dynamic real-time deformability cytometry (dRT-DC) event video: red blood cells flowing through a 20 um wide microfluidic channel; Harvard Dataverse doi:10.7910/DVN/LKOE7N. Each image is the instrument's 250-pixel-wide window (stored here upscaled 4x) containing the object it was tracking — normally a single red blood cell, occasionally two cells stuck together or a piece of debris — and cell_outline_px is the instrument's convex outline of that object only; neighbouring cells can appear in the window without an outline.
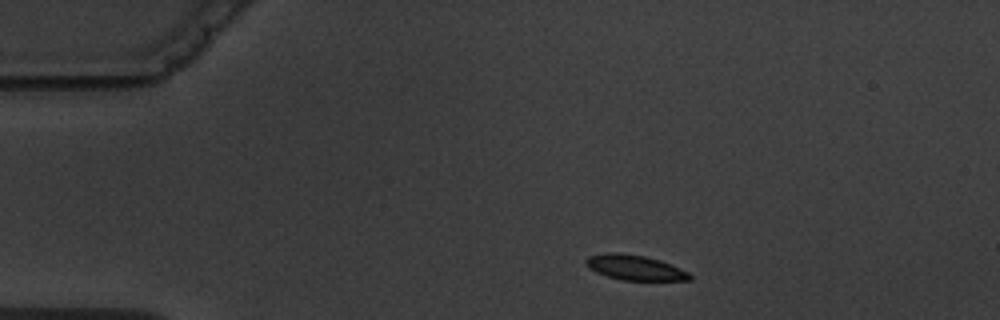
{"species": "common noctule bat (a hibernating species)", "species_latin": "Nyctalus noctula", "temperature_condition": "warm", "stored_images_in_passage": 2, "camera_frame_rate_fps": 3000, "um_per_image_px": 0.085, "animal": {"sex": "male", "body_mass_g": 19.5, "forearm_length_mm": 54.6}, "frame": {"image": 1, "passage_image": 1, "time_ms": 0.0, "image_size_px": [1000, 320], "cell_outline_px": [[692, 280], [620, 280], [596, 272], [588, 268], [584, 264], [584, 260], [588, 256], [608, 252], [620, 252], [644, 256], [660, 260], [688, 272], [692, 276]], "centroid_in_image_um": [53.91, 22.73], "position_along_channel_um": 31.1, "area_um2": 15.2}}